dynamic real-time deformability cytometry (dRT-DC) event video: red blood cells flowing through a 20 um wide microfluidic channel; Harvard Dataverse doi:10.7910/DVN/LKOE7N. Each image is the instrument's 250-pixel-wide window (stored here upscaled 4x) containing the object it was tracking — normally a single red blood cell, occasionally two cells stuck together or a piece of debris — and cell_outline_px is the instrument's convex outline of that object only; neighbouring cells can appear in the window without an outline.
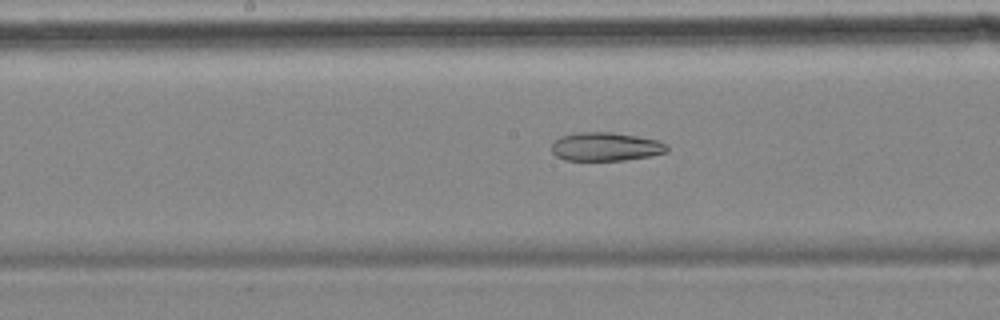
{"species": "common noctule bat (a hibernating species)", "species_latin": "Nyctalus noctula", "temperature_condition": "cold", "stored_images_in_passage": 52, "camera_frame_rate_fps": 3000, "um_per_image_px": 0.085, "animal": {"sex": "female", "body_mass_g": 18.4}, "frame": {"image": 1, "passage_image": 23, "time_ms": 7.333, "image_size_px": [1000, 320], "cell_outline_px": [[668, 152], [652, 156], [624, 160], [564, 160], [556, 156], [552, 152], [552, 144], [560, 136], [576, 132], [612, 132], [636, 136], [656, 140], [668, 144]], "centroid_in_image_um": [51.49, 12.47], "position_along_channel_um": 196.7, "area_um2": 19.31}}
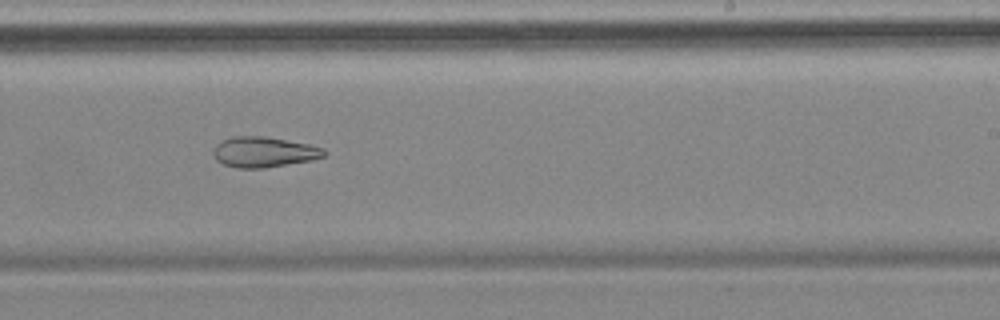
{"frame": {"image": 2, "passage_image": 29, "time_ms": 9.333, "image_size_px": [1000, 320], "cell_outline_px": [[328, 152], [324, 156], [312, 160], [264, 168], [236, 168], [224, 164], [216, 160], [212, 156], [212, 152], [216, 144], [220, 140], [232, 136], [264, 136], [308, 144], [324, 148]], "centroid_in_image_um": [22.4, 12.92], "position_along_channel_um": 266.6, "area_um2": 19.83}}
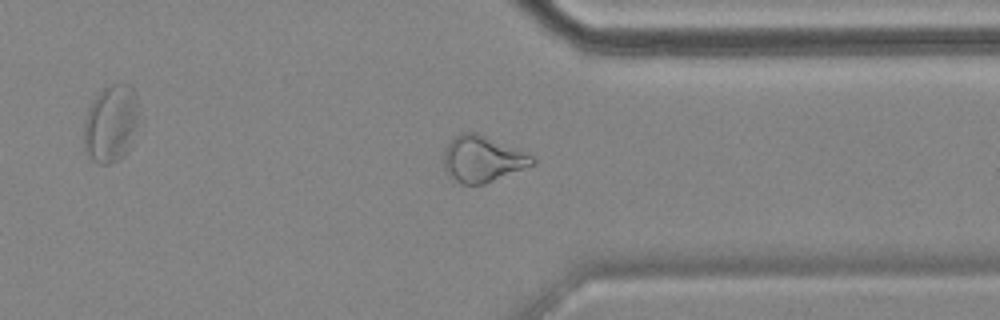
{"frame": {"image": 3, "passage_image": 38, "time_ms": 12.333, "image_size_px": [1000, 320], "cell_outline_px": [[536, 164], [484, 184], [460, 184], [448, 176], [444, 168], [444, 152], [448, 144], [456, 136], [464, 132], [476, 132], [520, 148], [532, 156], [536, 160]], "centroid_in_image_um": [41.04, 13.51], "position_along_channel_um": 370.4, "area_um2": 24.04}, "authors_computed_cell_mechanics": {"area_um2": 25.3164, "velocity_mm_per_s": 3.5044, "shape_relaxation_time_tau1_ms": null, "shape_relaxation_time_tau2_ms": 8.2331, "deformation_change_tau1": null, "deformation_change_tau2": 0.1904}}